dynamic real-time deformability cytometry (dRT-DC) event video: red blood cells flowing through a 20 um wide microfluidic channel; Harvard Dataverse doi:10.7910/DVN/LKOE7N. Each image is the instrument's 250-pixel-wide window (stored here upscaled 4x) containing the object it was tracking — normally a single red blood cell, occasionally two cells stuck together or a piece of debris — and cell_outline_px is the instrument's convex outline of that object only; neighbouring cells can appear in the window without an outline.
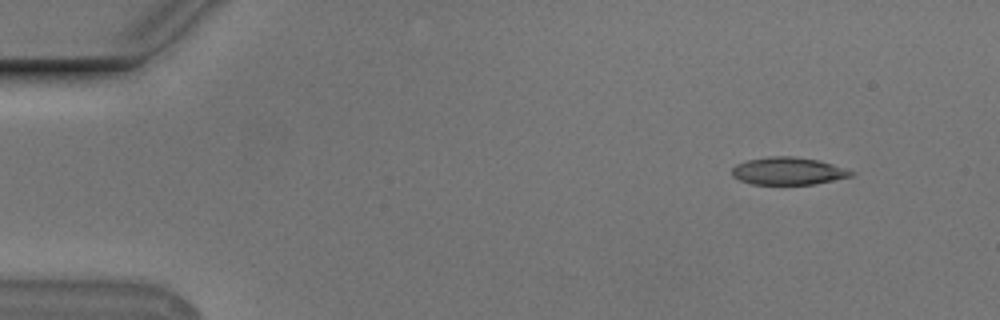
{"species": "Egyptian fruit bat (a non-hibernating species)", "species_latin": "Rousettus aegyptiacus", "temperature_condition": "cold", "stored_images_in_passage": 51, "camera_frame_rate_fps": 3000, "um_per_image_px": 0.085, "animal": {"sex": "male"}, "frame": {"image": 1, "passage_image": 2, "time_ms": 0.333, "image_size_px": [1000, 320], "cell_outline_px": [[856, 172], [852, 176], [816, 184], [752, 184], [740, 180], [732, 176], [732, 168], [736, 164], [748, 160], [768, 156], [792, 156], [820, 160]], "centroid_in_image_um": [67.0, 14.53], "position_along_channel_um": 18.0, "area_um2": 19.13}}
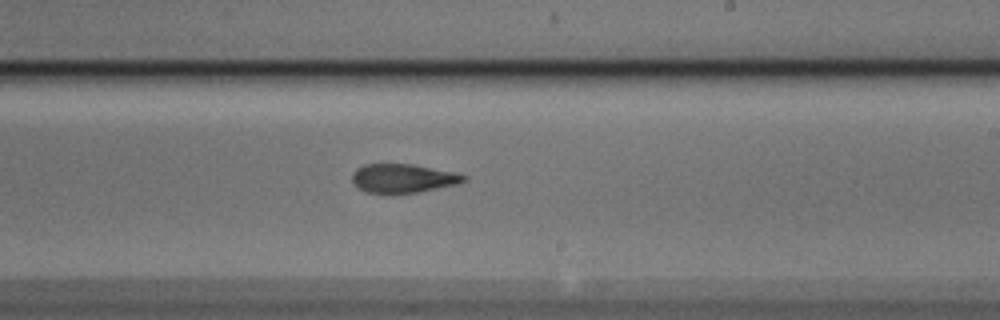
{"frame": {"image": 2, "passage_image": 29, "time_ms": 9.333, "image_size_px": [1000, 320], "cell_outline_px": [[468, 180], [460, 184], [420, 192], [392, 196], [364, 192], [356, 188], [352, 180], [352, 172], [356, 168], [364, 164], [412, 164], [456, 172], [468, 176]], "centroid_in_image_um": [34.25, 15.2], "position_along_channel_um": 254.7, "area_um2": 19.77}}
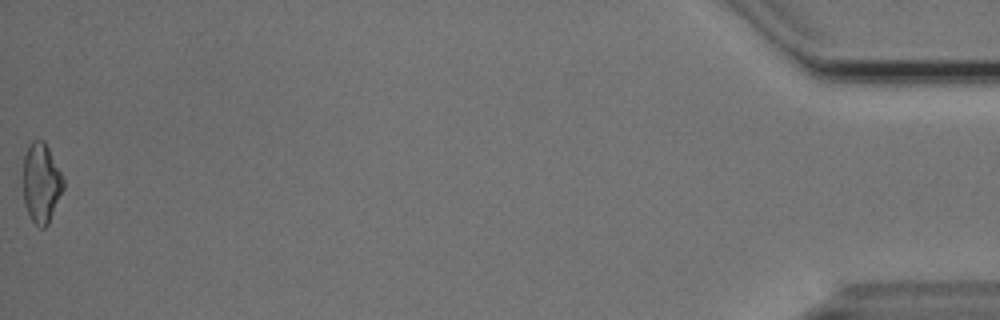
{"frame": {"image": 3, "passage_image": 51, "time_ms": 16.667, "image_size_px": [1000, 320], "cell_outline_px": [[64, 188], [48, 224], [44, 228], [40, 228], [32, 220], [24, 204], [24, 156], [28, 144], [32, 140], [44, 140], [64, 180]], "centroid_in_image_um": [3.5, 15.55], "position_along_channel_um": 431.7, "area_um2": 18.44}, "authors_computed_cell_mechanics": {"area_um2": 19.4208, "velocity_mm_per_s": 3.7626, "shape_relaxation_time_tau1_ms": null, "shape_relaxation_time_tau2_ms": 3.522, "deformation_change_tau1": null, "deformation_change_tau2": 0.1298}}